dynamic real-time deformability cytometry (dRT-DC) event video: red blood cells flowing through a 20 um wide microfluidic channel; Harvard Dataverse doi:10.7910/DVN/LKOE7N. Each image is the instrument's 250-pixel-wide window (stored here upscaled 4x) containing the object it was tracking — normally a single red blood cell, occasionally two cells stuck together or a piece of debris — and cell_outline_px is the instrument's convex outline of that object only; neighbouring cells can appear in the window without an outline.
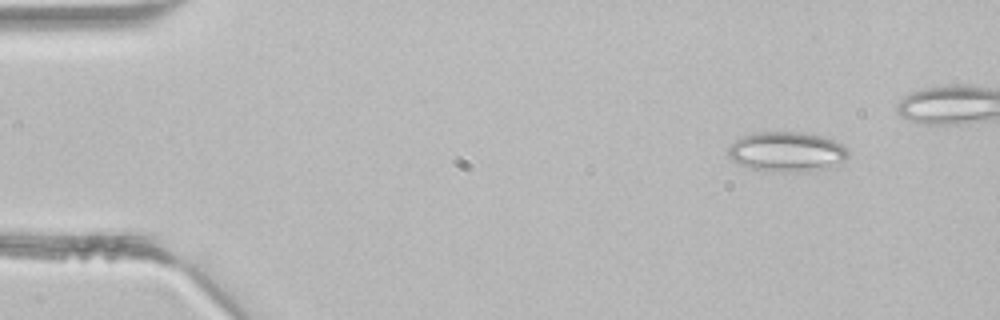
{"species": "common noctule bat (a hibernating species)", "species_latin": "Nyctalus noctula", "temperature_condition": "room temperature", "stored_images_in_passage": 4, "camera_frame_rate_fps": 3000, "um_per_image_px": 0.085, "animal": {"sex": "male", "body_mass_g": 21.5, "forearm_length_mm": 52.0}, "frame": {"image": 1, "passage_image": 1, "time_ms": 0.0, "image_size_px": [1000, 320], "cell_outline_px": [[848, 156], [844, 164], [836, 168], [808, 172], [780, 172], [752, 168], [740, 164], [732, 160], [728, 156], [728, 148], [740, 136], [752, 132], [804, 132], [820, 136], [832, 140], [848, 148]], "centroid_in_image_um": [66.95, 12.92], "position_along_channel_um": 18.1, "area_um2": 28.5}}